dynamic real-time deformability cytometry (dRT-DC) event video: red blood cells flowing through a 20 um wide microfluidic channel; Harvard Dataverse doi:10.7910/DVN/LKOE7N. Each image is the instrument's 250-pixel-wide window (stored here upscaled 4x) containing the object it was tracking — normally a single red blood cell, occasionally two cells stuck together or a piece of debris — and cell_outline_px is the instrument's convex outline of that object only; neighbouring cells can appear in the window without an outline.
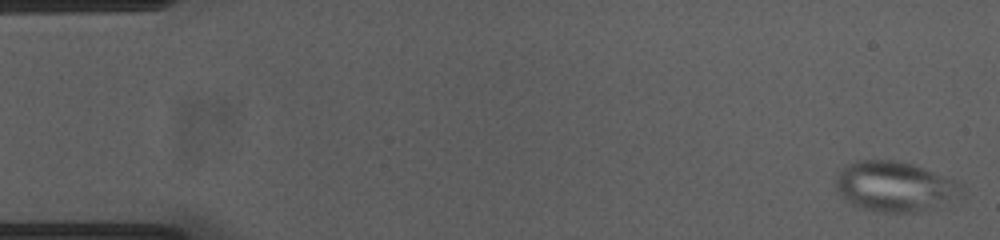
{"species": "common noctule bat (a hibernating species)", "species_latin": "Nyctalus noctula", "temperature_condition": "cold", "stored_images_in_passage": 54, "camera_frame_rate_fps": 3000, "um_per_image_px": 0.085, "animal": {"sex": "female", "body_mass_g": 23.0, "forearm_length_mm": 53.4}, "frame": {"image": 1, "passage_image": 1, "time_ms": 0.0, "image_size_px": [1000, 240], "cell_outline_px": [[968, 196], [936, 208], [916, 212], [876, 212], [860, 208], [848, 200], [836, 188], [836, 180], [840, 168], [856, 160], [896, 160], [912, 164], [924, 168], [956, 180], [964, 188]], "centroid_in_image_um": [76.17, 15.86], "position_along_channel_um": 8.8, "area_um2": 37.34}}
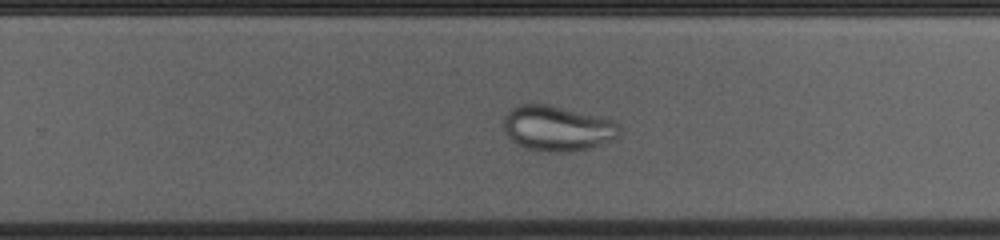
{"frame": {"image": 2, "passage_image": 34, "time_ms": 11.0, "image_size_px": [1000, 240], "cell_outline_px": [[620, 132], [612, 140], [588, 148], [568, 152], [556, 152], [528, 148], [512, 140], [504, 132], [504, 120], [508, 108], [520, 104], [548, 104], [612, 120], [620, 128]], "centroid_in_image_um": [47.33, 10.89], "position_along_channel_um": 282.5, "area_um2": 30.06}}
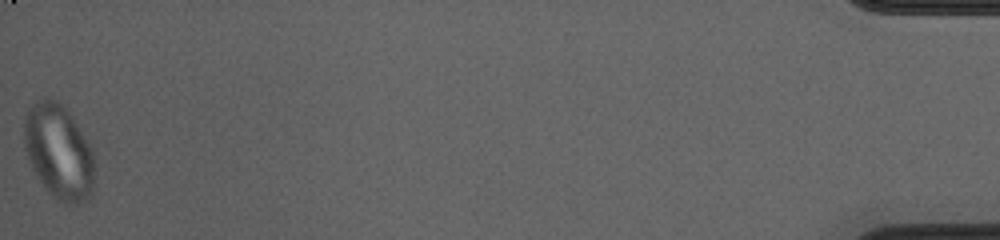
{"frame": {"image": 3, "passage_image": 54, "time_ms": 17.667, "image_size_px": [1000, 240], "cell_outline_px": [[92, 192], [84, 200], [76, 204], [64, 204], [52, 196], [48, 192], [32, 168], [24, 148], [24, 120], [28, 108], [36, 100], [48, 96], [56, 100], [68, 112], [92, 148]], "centroid_in_image_um": [4.94, 12.87], "position_along_channel_um": 430.3, "area_um2": 38.38}}